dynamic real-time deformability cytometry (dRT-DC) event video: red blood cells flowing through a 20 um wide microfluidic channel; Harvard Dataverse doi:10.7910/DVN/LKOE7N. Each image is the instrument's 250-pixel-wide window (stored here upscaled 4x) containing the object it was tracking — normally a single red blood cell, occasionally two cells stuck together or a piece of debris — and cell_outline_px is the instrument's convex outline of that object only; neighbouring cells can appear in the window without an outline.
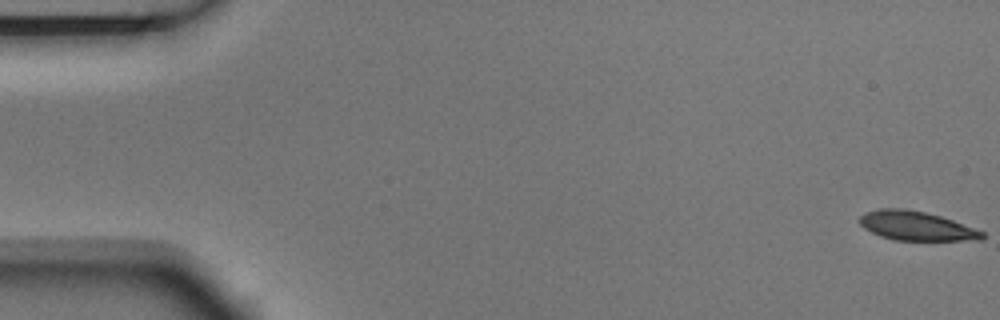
{"species": "Egyptian fruit bat (a non-hibernating species)", "species_latin": "Rousettus aegyptiacus", "temperature_condition": "room temperature", "stored_images_in_passage": 11, "camera_frame_rate_fps": 3000, "um_per_image_px": 0.085, "animal": {"sex": "male"}, "frame": {"image": 1, "passage_image": 1, "time_ms": 0.0, "image_size_px": [1000, 320], "cell_outline_px": [[984, 236], [980, 240], [896, 240], [880, 236], [864, 228], [860, 224], [860, 216], [864, 212], [884, 208], [900, 208], [924, 212], [940, 216], [952, 220], [984, 232]], "centroid_in_image_um": [77.86, 19.2], "position_along_channel_um": 7.1, "area_um2": 20.52}}
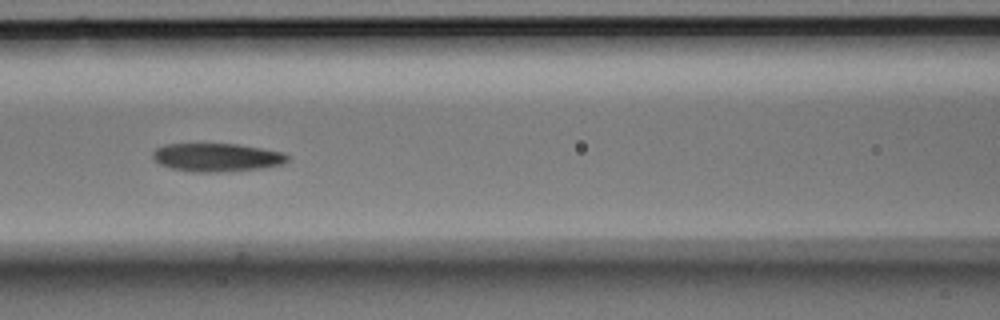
{"frame": {"image": 2, "passage_image": 7, "time_ms": 2.0, "image_size_px": [1000, 320], "cell_outline_px": [[292, 156], [288, 160], [280, 164], [260, 168], [224, 172], [192, 172], [172, 168], [160, 164], [152, 156], [152, 152], [156, 148], [164, 144], [240, 144], [284, 152]], "centroid_in_image_um": [18.45, 13.37], "position_along_channel_um": 148.2, "area_um2": 22.31}}
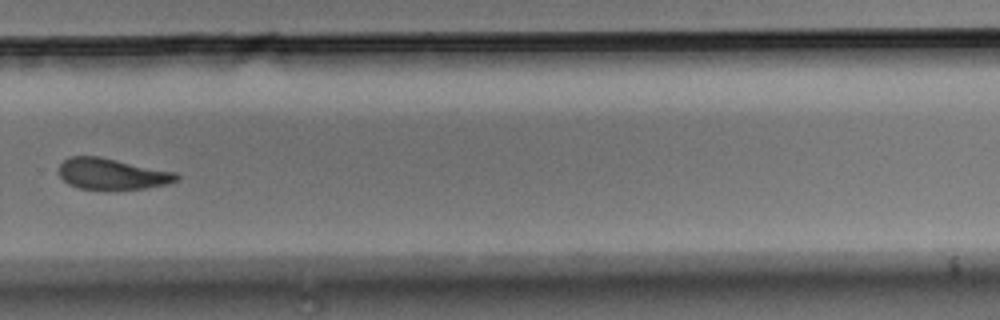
{"frame": {"image": 3, "passage_image": 11, "time_ms": 3.333, "image_size_px": [1000, 320], "cell_outline_px": [[180, 176], [176, 180], [168, 184], [144, 188], [108, 192], [80, 188], [68, 184], [60, 176], [60, 164], [68, 156], [100, 156], [176, 172]], "centroid_in_image_um": [9.52, 14.81], "position_along_channel_um": 320.3, "area_um2": 21.91}}